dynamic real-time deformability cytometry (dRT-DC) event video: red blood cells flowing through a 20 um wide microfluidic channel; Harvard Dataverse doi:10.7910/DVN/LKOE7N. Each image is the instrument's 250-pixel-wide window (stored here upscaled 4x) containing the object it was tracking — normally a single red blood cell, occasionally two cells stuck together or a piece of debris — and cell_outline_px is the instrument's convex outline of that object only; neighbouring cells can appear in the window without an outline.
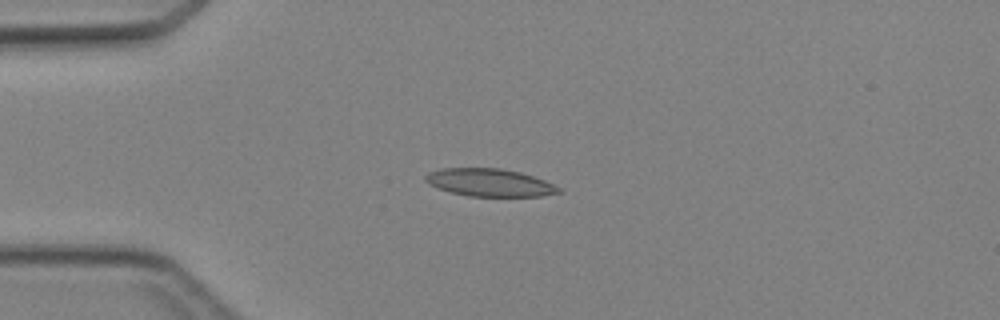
{"species": "Egyptian fruit bat (a non-hibernating species)", "species_latin": "Rousettus aegyptiacus", "temperature_condition": "cold", "stored_images_in_passage": 4, "camera_frame_rate_fps": 3000, "um_per_image_px": 0.085, "animal": {"sex": "female"}, "frame": {"image": 1, "passage_image": 3, "time_ms": 3.333, "image_size_px": [1000, 320], "cell_outline_px": [[564, 192], [540, 196], [468, 196], [436, 188], [428, 184], [424, 180], [424, 176], [428, 172], [440, 168], [500, 168], [520, 172], [544, 180], [564, 188]], "centroid_in_image_um": [41.62, 15.52], "position_along_channel_um": 43.4, "area_um2": 21.73}}